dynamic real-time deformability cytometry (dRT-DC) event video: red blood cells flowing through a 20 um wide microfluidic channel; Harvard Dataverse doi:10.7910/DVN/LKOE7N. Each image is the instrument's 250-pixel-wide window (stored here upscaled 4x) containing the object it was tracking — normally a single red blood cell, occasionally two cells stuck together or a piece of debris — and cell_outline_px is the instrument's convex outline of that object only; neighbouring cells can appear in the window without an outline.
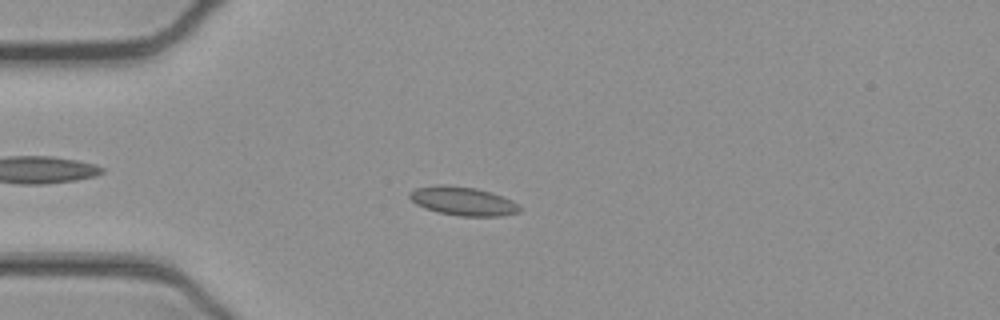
{"species": "common noctule bat (a hibernating species)", "species_latin": "Nyctalus noctula", "temperature_condition": "cold", "stored_images_in_passage": 52, "camera_frame_rate_fps": 3000, "um_per_image_px": 0.085, "animal": {"sex": "female", "body_mass_g": 21.9}, "frame": {"image": 1, "passage_image": 13, "time_ms": 4.0, "image_size_px": [1000, 320], "cell_outline_px": [[520, 212], [504, 216], [460, 216], [440, 212], [424, 208], [416, 204], [408, 196], [408, 192], [416, 188], [436, 184], [444, 184], [476, 188], [492, 192], [512, 200], [520, 208]], "centroid_in_image_um": [39.33, 17.08], "position_along_channel_um": 45.7, "area_um2": 18.5}}
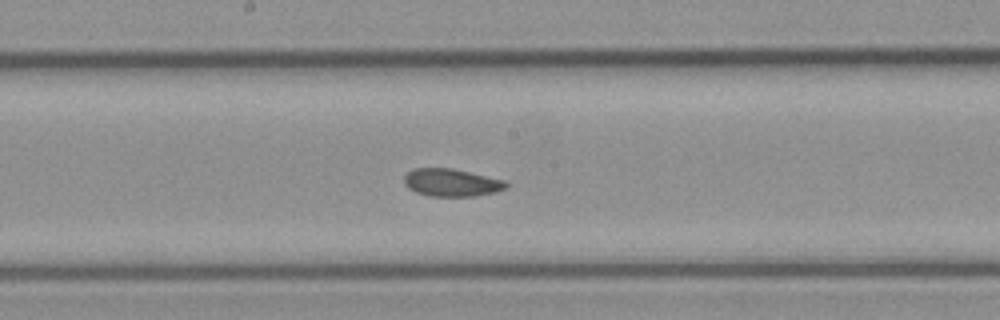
{"frame": {"image": 2, "passage_image": 27, "time_ms": 8.667, "image_size_px": [1000, 320], "cell_outline_px": [[508, 184], [504, 188], [496, 192], [476, 196], [428, 196], [416, 192], [408, 188], [404, 184], [404, 176], [412, 168], [452, 168], [504, 180]], "centroid_in_image_um": [38.34, 15.52], "position_along_channel_um": 209.9, "area_um2": 16.42}}
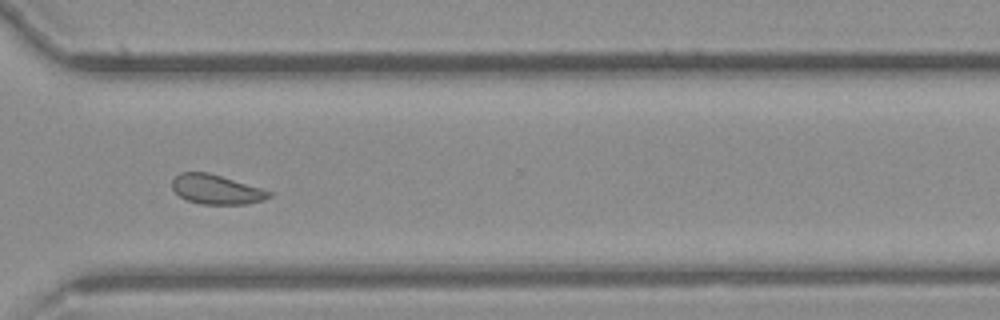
{"frame": {"image": 3, "passage_image": 38, "time_ms": 12.333, "image_size_px": [1000, 320], "cell_outline_px": [[272, 196], [264, 200], [244, 204], [200, 204], [188, 200], [180, 196], [172, 188], [172, 180], [180, 172], [208, 172], [260, 188], [272, 192]], "centroid_in_image_um": [18.38, 16.1], "position_along_channel_um": 352.2, "area_um2": 16.47}, "authors_computed_cell_mechanics": {"area_um2": 17.3689, "velocity_mm_per_s": 3.8851, "shape_relaxation_time_tau1_ms": null, "shape_relaxation_time_tau2_ms": 3.0016, "deformation_change_tau1": null, "deformation_change_tau2": 0.0536}}